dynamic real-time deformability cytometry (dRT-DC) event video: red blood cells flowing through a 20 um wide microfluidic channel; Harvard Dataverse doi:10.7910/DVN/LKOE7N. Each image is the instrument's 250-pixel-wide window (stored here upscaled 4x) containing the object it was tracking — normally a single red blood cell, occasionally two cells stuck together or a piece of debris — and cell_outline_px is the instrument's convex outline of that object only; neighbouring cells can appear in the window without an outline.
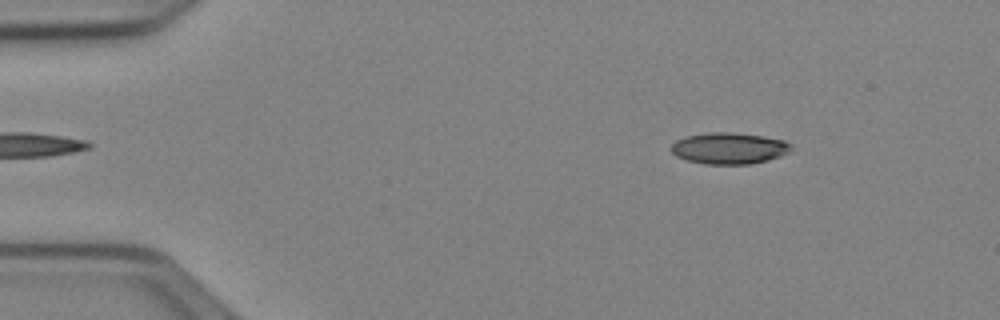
{"species": "Egyptian fruit bat (a non-hibernating species)", "species_latin": "Rousettus aegyptiacus", "temperature_condition": "cold", "stored_images_in_passage": 12, "camera_frame_rate_fps": 3000, "um_per_image_px": 0.085, "animal": {"sex": "female"}, "frame": {"image": 1, "passage_image": 7, "time_ms": 2.0, "image_size_px": [1000, 320], "cell_outline_px": [[792, 148], [788, 152], [780, 156], [768, 160], [748, 164], [704, 164], [688, 160], [676, 156], [672, 152], [672, 144], [676, 140], [688, 136], [712, 132], [732, 132], [764, 136], [784, 140], [792, 144]], "centroid_in_image_um": [62.0, 12.6], "position_along_channel_um": 23.0, "area_um2": 21.85}}